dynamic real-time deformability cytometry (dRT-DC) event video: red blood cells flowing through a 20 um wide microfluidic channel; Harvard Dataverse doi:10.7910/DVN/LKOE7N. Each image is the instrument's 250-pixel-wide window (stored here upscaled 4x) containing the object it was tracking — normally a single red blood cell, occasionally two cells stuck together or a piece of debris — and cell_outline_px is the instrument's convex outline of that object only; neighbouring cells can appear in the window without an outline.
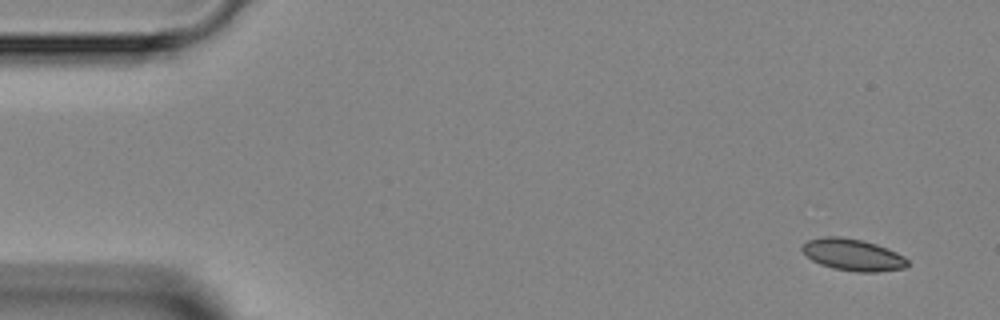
{"species": "Egyptian fruit bat (a non-hibernating species)", "species_latin": "Rousettus aegyptiacus", "temperature_condition": "room temperature", "stored_images_in_passage": 3, "camera_frame_rate_fps": 3000, "um_per_image_px": 0.085, "animal": {"sex": "female"}, "frame": {"image": 1, "passage_image": 1, "time_ms": 0.0, "image_size_px": [1000, 320], "cell_outline_px": [[908, 264], [904, 268], [876, 272], [856, 272], [832, 268], [820, 264], [812, 260], [800, 248], [808, 240], [824, 236], [840, 236], [864, 240], [876, 244], [896, 252], [904, 256], [908, 260]], "centroid_in_image_um": [72.49, 21.65], "position_along_channel_um": 12.5, "area_um2": 19.54}}